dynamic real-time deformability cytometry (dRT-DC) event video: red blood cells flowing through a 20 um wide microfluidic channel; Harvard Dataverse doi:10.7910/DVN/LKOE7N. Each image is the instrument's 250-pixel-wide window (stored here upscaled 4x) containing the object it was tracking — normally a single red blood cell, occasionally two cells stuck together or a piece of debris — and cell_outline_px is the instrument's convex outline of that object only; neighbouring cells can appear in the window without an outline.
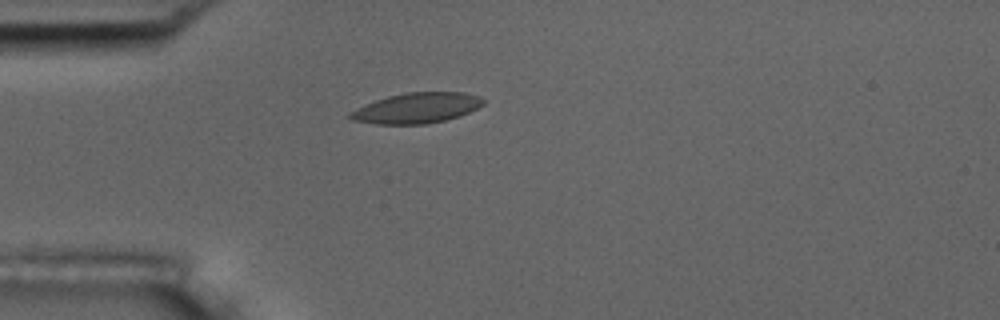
{"species": "common noctule bat (a hibernating species)", "species_latin": "Nyctalus noctula", "temperature_condition": "room temperature", "stored_images_in_passage": 4, "camera_frame_rate_fps": 3000, "um_per_image_px": 0.085, "animal": {"sex": "male", "body_mass_g": 17.5, "forearm_length_mm": 52.3}, "frame": {"image": 1, "passage_image": 4, "time_ms": 4.667, "image_size_px": [1000, 320], "cell_outline_px": [[484, 104], [460, 116], [444, 120], [424, 124], [376, 124], [352, 120], [344, 116], [348, 112], [364, 104], [388, 96], [408, 92], [464, 92], [480, 96], [484, 100]], "centroid_in_image_um": [35.37, 9.18], "position_along_channel_um": 49.6, "area_um2": 23.7}}